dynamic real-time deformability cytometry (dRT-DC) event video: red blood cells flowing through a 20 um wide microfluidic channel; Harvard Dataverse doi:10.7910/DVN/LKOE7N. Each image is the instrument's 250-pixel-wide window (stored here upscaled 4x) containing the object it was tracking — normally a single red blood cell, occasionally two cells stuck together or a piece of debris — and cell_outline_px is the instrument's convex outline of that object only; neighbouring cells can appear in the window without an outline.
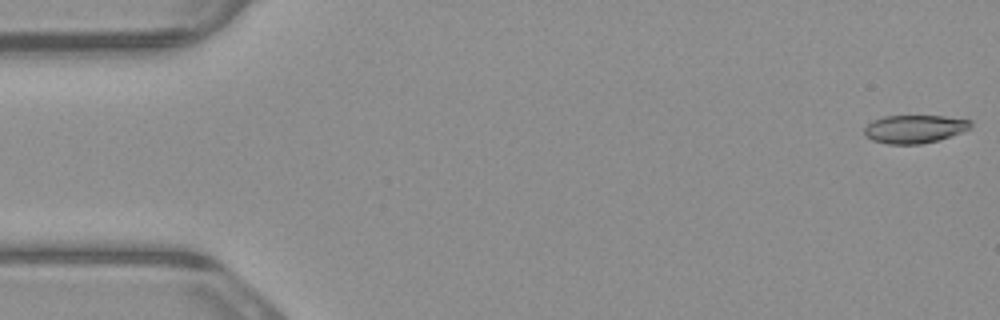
{"species": "common noctule bat (a hibernating species)", "species_latin": "Nyctalus noctula", "temperature_condition": "warm", "stored_images_in_passage": 4, "camera_frame_rate_fps": 3000, "um_per_image_px": 0.085, "animal": {"sex": "male", "body_mass_g": 23.1, "forearm_length_mm": 52.7}, "frame": {"image": 1, "passage_image": 1, "time_ms": 0.0, "image_size_px": [1000, 320], "cell_outline_px": [[972, 124], [968, 128], [960, 132], [940, 140], [920, 144], [888, 144], [872, 140], [864, 132], [864, 128], [872, 120], [884, 116], [944, 116], [972, 120]], "centroid_in_image_um": [77.72, 10.96], "position_along_channel_um": 7.3, "area_um2": 17.34}}
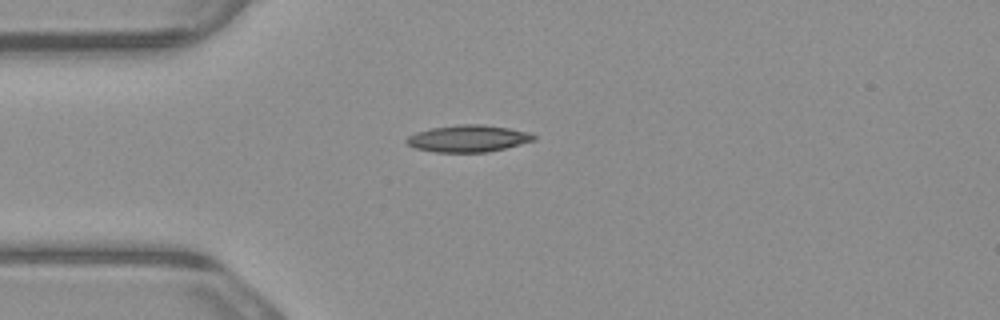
{"frame": {"image": 2, "passage_image": 4, "time_ms": 1.0, "image_size_px": [1000, 320], "cell_outline_px": [[536, 140], [488, 152], [436, 152], [416, 148], [408, 144], [404, 140], [408, 136], [416, 132], [432, 128], [460, 124], [480, 124], [508, 128], [528, 132], [536, 136]], "centroid_in_image_um": [39.79, 11.77], "position_along_channel_um": 45.2, "area_um2": 19.77}}